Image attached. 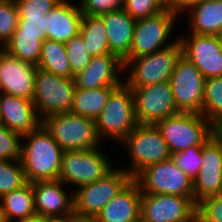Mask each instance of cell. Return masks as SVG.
Returning <instances> with one entry per match:
<instances>
[{
  "instance_id": "1",
  "label": "cell",
  "mask_w": 222,
  "mask_h": 222,
  "mask_svg": "<svg viewBox=\"0 0 222 222\" xmlns=\"http://www.w3.org/2000/svg\"><path fill=\"white\" fill-rule=\"evenodd\" d=\"M22 138L20 162L27 181L58 180L64 150L45 126L41 123Z\"/></svg>"
},
{
  "instance_id": "2",
  "label": "cell",
  "mask_w": 222,
  "mask_h": 222,
  "mask_svg": "<svg viewBox=\"0 0 222 222\" xmlns=\"http://www.w3.org/2000/svg\"><path fill=\"white\" fill-rule=\"evenodd\" d=\"M95 121L102 142L108 139L121 143L138 124L132 89L124 82L116 87Z\"/></svg>"
},
{
  "instance_id": "3",
  "label": "cell",
  "mask_w": 222,
  "mask_h": 222,
  "mask_svg": "<svg viewBox=\"0 0 222 222\" xmlns=\"http://www.w3.org/2000/svg\"><path fill=\"white\" fill-rule=\"evenodd\" d=\"M182 55V47L177 39L174 44L155 51L149 55L127 59L124 72H127L124 83L130 88L169 81L177 60Z\"/></svg>"
},
{
  "instance_id": "4",
  "label": "cell",
  "mask_w": 222,
  "mask_h": 222,
  "mask_svg": "<svg viewBox=\"0 0 222 222\" xmlns=\"http://www.w3.org/2000/svg\"><path fill=\"white\" fill-rule=\"evenodd\" d=\"M129 154V167H122L132 178L152 164L172 158L169 147L155 125L137 124L120 143Z\"/></svg>"
},
{
  "instance_id": "5",
  "label": "cell",
  "mask_w": 222,
  "mask_h": 222,
  "mask_svg": "<svg viewBox=\"0 0 222 222\" xmlns=\"http://www.w3.org/2000/svg\"><path fill=\"white\" fill-rule=\"evenodd\" d=\"M42 124L64 151L101 147L95 119L66 112L48 116Z\"/></svg>"
},
{
  "instance_id": "6",
  "label": "cell",
  "mask_w": 222,
  "mask_h": 222,
  "mask_svg": "<svg viewBox=\"0 0 222 222\" xmlns=\"http://www.w3.org/2000/svg\"><path fill=\"white\" fill-rule=\"evenodd\" d=\"M170 153L202 146L212 137L213 125L200 113L178 112L155 124Z\"/></svg>"
},
{
  "instance_id": "7",
  "label": "cell",
  "mask_w": 222,
  "mask_h": 222,
  "mask_svg": "<svg viewBox=\"0 0 222 222\" xmlns=\"http://www.w3.org/2000/svg\"><path fill=\"white\" fill-rule=\"evenodd\" d=\"M105 152L101 147L64 151L58 180L76 189L100 180L114 168Z\"/></svg>"
},
{
  "instance_id": "8",
  "label": "cell",
  "mask_w": 222,
  "mask_h": 222,
  "mask_svg": "<svg viewBox=\"0 0 222 222\" xmlns=\"http://www.w3.org/2000/svg\"><path fill=\"white\" fill-rule=\"evenodd\" d=\"M34 83L32 101L36 114L41 121L53 114L71 111L75 92L74 78L57 76L37 68Z\"/></svg>"
},
{
  "instance_id": "9",
  "label": "cell",
  "mask_w": 222,
  "mask_h": 222,
  "mask_svg": "<svg viewBox=\"0 0 222 222\" xmlns=\"http://www.w3.org/2000/svg\"><path fill=\"white\" fill-rule=\"evenodd\" d=\"M100 180L73 189V212L80 216L96 217L133 178L121 166Z\"/></svg>"
},
{
  "instance_id": "10",
  "label": "cell",
  "mask_w": 222,
  "mask_h": 222,
  "mask_svg": "<svg viewBox=\"0 0 222 222\" xmlns=\"http://www.w3.org/2000/svg\"><path fill=\"white\" fill-rule=\"evenodd\" d=\"M133 180L141 193L194 197L193 180L172 158L147 166Z\"/></svg>"
},
{
  "instance_id": "11",
  "label": "cell",
  "mask_w": 222,
  "mask_h": 222,
  "mask_svg": "<svg viewBox=\"0 0 222 222\" xmlns=\"http://www.w3.org/2000/svg\"><path fill=\"white\" fill-rule=\"evenodd\" d=\"M177 19L179 18L168 10L151 17L137 19L129 59L149 55L174 44L177 39L172 40L170 36Z\"/></svg>"
},
{
  "instance_id": "12",
  "label": "cell",
  "mask_w": 222,
  "mask_h": 222,
  "mask_svg": "<svg viewBox=\"0 0 222 222\" xmlns=\"http://www.w3.org/2000/svg\"><path fill=\"white\" fill-rule=\"evenodd\" d=\"M194 197L141 193L140 222H195Z\"/></svg>"
},
{
  "instance_id": "13",
  "label": "cell",
  "mask_w": 222,
  "mask_h": 222,
  "mask_svg": "<svg viewBox=\"0 0 222 222\" xmlns=\"http://www.w3.org/2000/svg\"><path fill=\"white\" fill-rule=\"evenodd\" d=\"M131 89L138 124L155 125L180 112L176 107L170 81Z\"/></svg>"
},
{
  "instance_id": "14",
  "label": "cell",
  "mask_w": 222,
  "mask_h": 222,
  "mask_svg": "<svg viewBox=\"0 0 222 222\" xmlns=\"http://www.w3.org/2000/svg\"><path fill=\"white\" fill-rule=\"evenodd\" d=\"M169 81L177 109L201 114L205 78L199 69L181 55Z\"/></svg>"
},
{
  "instance_id": "15",
  "label": "cell",
  "mask_w": 222,
  "mask_h": 222,
  "mask_svg": "<svg viewBox=\"0 0 222 222\" xmlns=\"http://www.w3.org/2000/svg\"><path fill=\"white\" fill-rule=\"evenodd\" d=\"M179 40L182 56L199 69L205 79L222 76V49L218 35L186 32Z\"/></svg>"
},
{
  "instance_id": "16",
  "label": "cell",
  "mask_w": 222,
  "mask_h": 222,
  "mask_svg": "<svg viewBox=\"0 0 222 222\" xmlns=\"http://www.w3.org/2000/svg\"><path fill=\"white\" fill-rule=\"evenodd\" d=\"M37 66L0 48V93L33 100Z\"/></svg>"
},
{
  "instance_id": "17",
  "label": "cell",
  "mask_w": 222,
  "mask_h": 222,
  "mask_svg": "<svg viewBox=\"0 0 222 222\" xmlns=\"http://www.w3.org/2000/svg\"><path fill=\"white\" fill-rule=\"evenodd\" d=\"M203 161L193 179L194 203L222 194V149L211 137L202 145Z\"/></svg>"
},
{
  "instance_id": "18",
  "label": "cell",
  "mask_w": 222,
  "mask_h": 222,
  "mask_svg": "<svg viewBox=\"0 0 222 222\" xmlns=\"http://www.w3.org/2000/svg\"><path fill=\"white\" fill-rule=\"evenodd\" d=\"M123 73L124 64L116 55L93 56L88 66L74 75L75 88L93 90L100 87H118L124 82L120 78Z\"/></svg>"
},
{
  "instance_id": "19",
  "label": "cell",
  "mask_w": 222,
  "mask_h": 222,
  "mask_svg": "<svg viewBox=\"0 0 222 222\" xmlns=\"http://www.w3.org/2000/svg\"><path fill=\"white\" fill-rule=\"evenodd\" d=\"M31 185L37 215L56 217L74 213L73 191L66 192L67 186L60 180H38Z\"/></svg>"
},
{
  "instance_id": "20",
  "label": "cell",
  "mask_w": 222,
  "mask_h": 222,
  "mask_svg": "<svg viewBox=\"0 0 222 222\" xmlns=\"http://www.w3.org/2000/svg\"><path fill=\"white\" fill-rule=\"evenodd\" d=\"M1 126L25 135L35 130L42 121L38 118L32 100L0 93Z\"/></svg>"
},
{
  "instance_id": "21",
  "label": "cell",
  "mask_w": 222,
  "mask_h": 222,
  "mask_svg": "<svg viewBox=\"0 0 222 222\" xmlns=\"http://www.w3.org/2000/svg\"><path fill=\"white\" fill-rule=\"evenodd\" d=\"M141 190L132 179L95 217L98 222H140Z\"/></svg>"
},
{
  "instance_id": "22",
  "label": "cell",
  "mask_w": 222,
  "mask_h": 222,
  "mask_svg": "<svg viewBox=\"0 0 222 222\" xmlns=\"http://www.w3.org/2000/svg\"><path fill=\"white\" fill-rule=\"evenodd\" d=\"M83 13L78 4L61 0L48 14H45V37L49 40L66 43L80 30Z\"/></svg>"
},
{
  "instance_id": "23",
  "label": "cell",
  "mask_w": 222,
  "mask_h": 222,
  "mask_svg": "<svg viewBox=\"0 0 222 222\" xmlns=\"http://www.w3.org/2000/svg\"><path fill=\"white\" fill-rule=\"evenodd\" d=\"M100 17L107 31L109 51L124 63L129 59L136 19L123 8Z\"/></svg>"
},
{
  "instance_id": "24",
  "label": "cell",
  "mask_w": 222,
  "mask_h": 222,
  "mask_svg": "<svg viewBox=\"0 0 222 222\" xmlns=\"http://www.w3.org/2000/svg\"><path fill=\"white\" fill-rule=\"evenodd\" d=\"M187 14V31L198 35H219L222 33V0H202Z\"/></svg>"
},
{
  "instance_id": "25",
  "label": "cell",
  "mask_w": 222,
  "mask_h": 222,
  "mask_svg": "<svg viewBox=\"0 0 222 222\" xmlns=\"http://www.w3.org/2000/svg\"><path fill=\"white\" fill-rule=\"evenodd\" d=\"M0 213L3 222H16L36 215L31 183L1 197Z\"/></svg>"
},
{
  "instance_id": "26",
  "label": "cell",
  "mask_w": 222,
  "mask_h": 222,
  "mask_svg": "<svg viewBox=\"0 0 222 222\" xmlns=\"http://www.w3.org/2000/svg\"><path fill=\"white\" fill-rule=\"evenodd\" d=\"M116 87H100L93 90L75 88L71 113L95 119L106 106L110 93Z\"/></svg>"
},
{
  "instance_id": "27",
  "label": "cell",
  "mask_w": 222,
  "mask_h": 222,
  "mask_svg": "<svg viewBox=\"0 0 222 222\" xmlns=\"http://www.w3.org/2000/svg\"><path fill=\"white\" fill-rule=\"evenodd\" d=\"M79 33L91 57L111 54L107 31L100 16L83 14Z\"/></svg>"
},
{
  "instance_id": "28",
  "label": "cell",
  "mask_w": 222,
  "mask_h": 222,
  "mask_svg": "<svg viewBox=\"0 0 222 222\" xmlns=\"http://www.w3.org/2000/svg\"><path fill=\"white\" fill-rule=\"evenodd\" d=\"M37 68L57 76L71 78V67L65 43L45 39L42 43Z\"/></svg>"
},
{
  "instance_id": "29",
  "label": "cell",
  "mask_w": 222,
  "mask_h": 222,
  "mask_svg": "<svg viewBox=\"0 0 222 222\" xmlns=\"http://www.w3.org/2000/svg\"><path fill=\"white\" fill-rule=\"evenodd\" d=\"M42 43L43 41L38 38V35L12 34L2 49L21 61L37 66Z\"/></svg>"
},
{
  "instance_id": "30",
  "label": "cell",
  "mask_w": 222,
  "mask_h": 222,
  "mask_svg": "<svg viewBox=\"0 0 222 222\" xmlns=\"http://www.w3.org/2000/svg\"><path fill=\"white\" fill-rule=\"evenodd\" d=\"M201 114L213 126L222 124V76L205 79Z\"/></svg>"
},
{
  "instance_id": "31",
  "label": "cell",
  "mask_w": 222,
  "mask_h": 222,
  "mask_svg": "<svg viewBox=\"0 0 222 222\" xmlns=\"http://www.w3.org/2000/svg\"><path fill=\"white\" fill-rule=\"evenodd\" d=\"M28 181L20 161L0 160V198L20 189Z\"/></svg>"
},
{
  "instance_id": "32",
  "label": "cell",
  "mask_w": 222,
  "mask_h": 222,
  "mask_svg": "<svg viewBox=\"0 0 222 222\" xmlns=\"http://www.w3.org/2000/svg\"><path fill=\"white\" fill-rule=\"evenodd\" d=\"M65 49L71 67V78H74V75L88 66L92 57L87 52L80 33L65 43Z\"/></svg>"
},
{
  "instance_id": "33",
  "label": "cell",
  "mask_w": 222,
  "mask_h": 222,
  "mask_svg": "<svg viewBox=\"0 0 222 222\" xmlns=\"http://www.w3.org/2000/svg\"><path fill=\"white\" fill-rule=\"evenodd\" d=\"M18 10L14 0H0V48L11 38L17 29Z\"/></svg>"
},
{
  "instance_id": "34",
  "label": "cell",
  "mask_w": 222,
  "mask_h": 222,
  "mask_svg": "<svg viewBox=\"0 0 222 222\" xmlns=\"http://www.w3.org/2000/svg\"><path fill=\"white\" fill-rule=\"evenodd\" d=\"M202 146L190 147L172 155L177 166L193 180L199 173L203 156Z\"/></svg>"
},
{
  "instance_id": "35",
  "label": "cell",
  "mask_w": 222,
  "mask_h": 222,
  "mask_svg": "<svg viewBox=\"0 0 222 222\" xmlns=\"http://www.w3.org/2000/svg\"><path fill=\"white\" fill-rule=\"evenodd\" d=\"M21 142V134L0 125V160L20 161Z\"/></svg>"
},
{
  "instance_id": "36",
  "label": "cell",
  "mask_w": 222,
  "mask_h": 222,
  "mask_svg": "<svg viewBox=\"0 0 222 222\" xmlns=\"http://www.w3.org/2000/svg\"><path fill=\"white\" fill-rule=\"evenodd\" d=\"M123 9L136 20L151 17L166 10L160 0H123Z\"/></svg>"
},
{
  "instance_id": "37",
  "label": "cell",
  "mask_w": 222,
  "mask_h": 222,
  "mask_svg": "<svg viewBox=\"0 0 222 222\" xmlns=\"http://www.w3.org/2000/svg\"><path fill=\"white\" fill-rule=\"evenodd\" d=\"M197 222H222V194L202 199L196 204Z\"/></svg>"
},
{
  "instance_id": "38",
  "label": "cell",
  "mask_w": 222,
  "mask_h": 222,
  "mask_svg": "<svg viewBox=\"0 0 222 222\" xmlns=\"http://www.w3.org/2000/svg\"><path fill=\"white\" fill-rule=\"evenodd\" d=\"M19 17H42L55 8L61 0H14Z\"/></svg>"
},
{
  "instance_id": "39",
  "label": "cell",
  "mask_w": 222,
  "mask_h": 222,
  "mask_svg": "<svg viewBox=\"0 0 222 222\" xmlns=\"http://www.w3.org/2000/svg\"><path fill=\"white\" fill-rule=\"evenodd\" d=\"M77 2L85 15L100 16L123 8V0H79Z\"/></svg>"
},
{
  "instance_id": "40",
  "label": "cell",
  "mask_w": 222,
  "mask_h": 222,
  "mask_svg": "<svg viewBox=\"0 0 222 222\" xmlns=\"http://www.w3.org/2000/svg\"><path fill=\"white\" fill-rule=\"evenodd\" d=\"M13 34L38 35L44 41L45 37V15L40 17H19L17 29Z\"/></svg>"
},
{
  "instance_id": "41",
  "label": "cell",
  "mask_w": 222,
  "mask_h": 222,
  "mask_svg": "<svg viewBox=\"0 0 222 222\" xmlns=\"http://www.w3.org/2000/svg\"><path fill=\"white\" fill-rule=\"evenodd\" d=\"M165 9L180 18L183 12L186 14L192 9V0H169Z\"/></svg>"
},
{
  "instance_id": "42",
  "label": "cell",
  "mask_w": 222,
  "mask_h": 222,
  "mask_svg": "<svg viewBox=\"0 0 222 222\" xmlns=\"http://www.w3.org/2000/svg\"><path fill=\"white\" fill-rule=\"evenodd\" d=\"M212 137L218 142L222 149V124L213 126Z\"/></svg>"
},
{
  "instance_id": "43",
  "label": "cell",
  "mask_w": 222,
  "mask_h": 222,
  "mask_svg": "<svg viewBox=\"0 0 222 222\" xmlns=\"http://www.w3.org/2000/svg\"><path fill=\"white\" fill-rule=\"evenodd\" d=\"M72 222H98L95 217L80 216L72 213Z\"/></svg>"
},
{
  "instance_id": "44",
  "label": "cell",
  "mask_w": 222,
  "mask_h": 222,
  "mask_svg": "<svg viewBox=\"0 0 222 222\" xmlns=\"http://www.w3.org/2000/svg\"><path fill=\"white\" fill-rule=\"evenodd\" d=\"M47 222H72V213L65 216L47 217Z\"/></svg>"
},
{
  "instance_id": "45",
  "label": "cell",
  "mask_w": 222,
  "mask_h": 222,
  "mask_svg": "<svg viewBox=\"0 0 222 222\" xmlns=\"http://www.w3.org/2000/svg\"><path fill=\"white\" fill-rule=\"evenodd\" d=\"M16 222H47V217H43L41 215L36 214L34 216H31V217H28L24 220H19Z\"/></svg>"
},
{
  "instance_id": "46",
  "label": "cell",
  "mask_w": 222,
  "mask_h": 222,
  "mask_svg": "<svg viewBox=\"0 0 222 222\" xmlns=\"http://www.w3.org/2000/svg\"><path fill=\"white\" fill-rule=\"evenodd\" d=\"M202 0H192V8Z\"/></svg>"
},
{
  "instance_id": "47",
  "label": "cell",
  "mask_w": 222,
  "mask_h": 222,
  "mask_svg": "<svg viewBox=\"0 0 222 222\" xmlns=\"http://www.w3.org/2000/svg\"><path fill=\"white\" fill-rule=\"evenodd\" d=\"M160 2H161L164 6H166V5L169 3V0H160Z\"/></svg>"
},
{
  "instance_id": "48",
  "label": "cell",
  "mask_w": 222,
  "mask_h": 222,
  "mask_svg": "<svg viewBox=\"0 0 222 222\" xmlns=\"http://www.w3.org/2000/svg\"><path fill=\"white\" fill-rule=\"evenodd\" d=\"M219 36V41H220V45H221V49H222V33L218 35Z\"/></svg>"
}]
</instances>
